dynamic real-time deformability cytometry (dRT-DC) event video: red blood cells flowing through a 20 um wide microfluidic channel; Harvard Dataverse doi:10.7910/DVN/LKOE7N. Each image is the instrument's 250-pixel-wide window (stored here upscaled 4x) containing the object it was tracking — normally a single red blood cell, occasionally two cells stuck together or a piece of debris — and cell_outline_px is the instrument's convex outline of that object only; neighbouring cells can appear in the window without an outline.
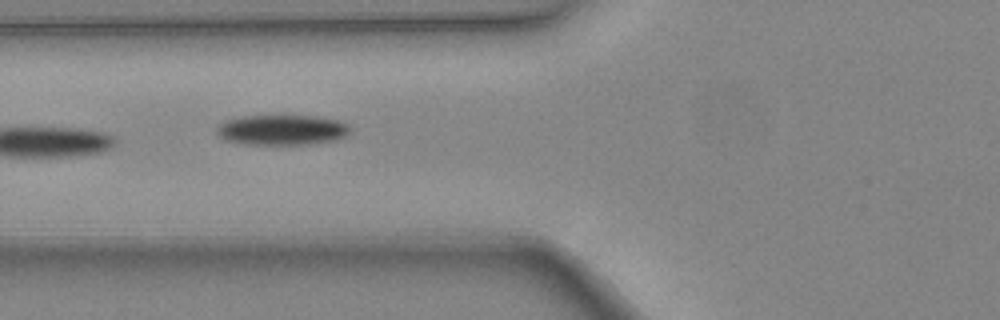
{"species": "common noctule bat (a hibernating species)", "species_latin": "Nyctalus noctula", "temperature_condition": "warm", "stored_images_in_passage": 5, "camera_frame_rate_fps": 3000, "um_per_image_px": 0.085, "animal": {"sex": "female", "body_mass_g": 24.6, "forearm_length_mm": 56.2}, "frame": {"image": 1, "passage_image": 5, "time_ms": 1.333, "image_size_px": [1000, 320], "cell_outline_px": [[348, 132], [344, 136], [336, 140], [308, 144], [244, 144], [224, 140], [216, 132], [216, 128], [224, 120], [240, 116], [316, 116], [340, 120], [348, 124]], "centroid_in_image_um": [23.93, 11.04], "position_along_channel_um": 101.9, "area_um2": 23.52}}